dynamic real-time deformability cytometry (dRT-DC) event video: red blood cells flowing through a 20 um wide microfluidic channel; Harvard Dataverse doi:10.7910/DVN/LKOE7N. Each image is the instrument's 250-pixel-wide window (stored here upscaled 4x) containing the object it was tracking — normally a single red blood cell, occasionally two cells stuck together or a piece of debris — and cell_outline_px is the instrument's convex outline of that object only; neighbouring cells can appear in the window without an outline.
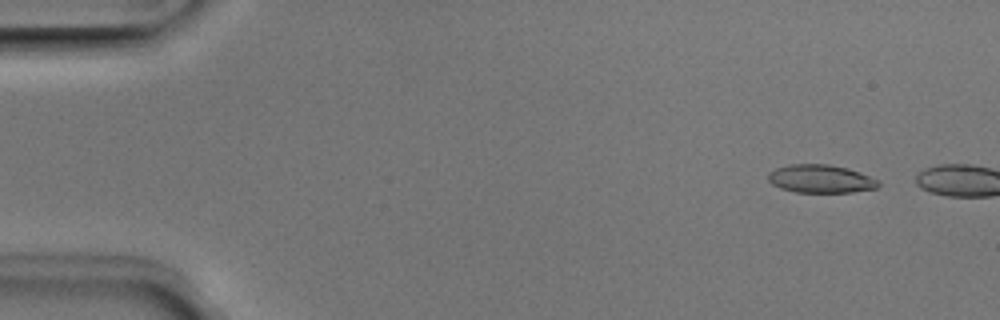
{"species": "Egyptian fruit bat (a non-hibernating species)", "species_latin": "Rousettus aegyptiacus", "temperature_condition": "room temperature", "stored_images_in_passage": 6, "camera_frame_rate_fps": 3000, "um_per_image_px": 0.085, "animal": {"sex": "male"}, "frame": {"image": 1, "passage_image": 4, "time_ms": 1.0, "image_size_px": [1000, 320], "cell_outline_px": [[880, 184], [876, 188], [852, 192], [796, 192], [780, 188], [772, 184], [768, 180], [768, 172], [776, 168], [788, 164], [828, 164], [848, 168], [880, 180]], "centroid_in_image_um": [69.75, 15.19], "position_along_channel_um": 15.3, "area_um2": 18.15}}